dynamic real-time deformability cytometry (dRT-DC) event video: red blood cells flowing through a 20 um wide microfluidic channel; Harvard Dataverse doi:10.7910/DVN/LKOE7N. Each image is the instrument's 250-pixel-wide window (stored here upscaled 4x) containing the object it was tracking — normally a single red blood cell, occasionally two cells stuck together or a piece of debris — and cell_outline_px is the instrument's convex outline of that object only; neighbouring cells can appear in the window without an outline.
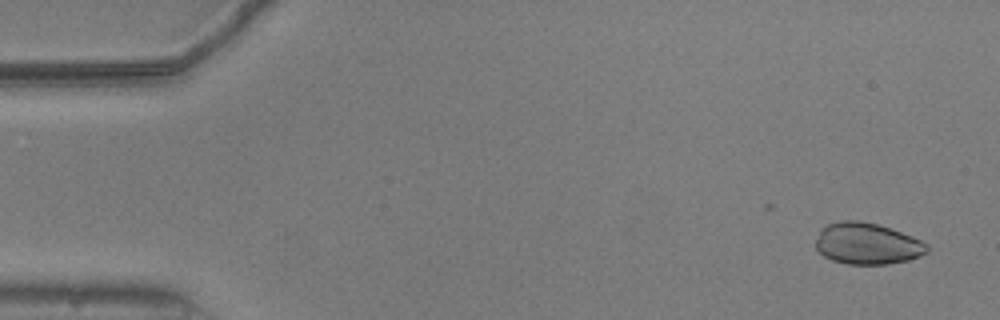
{"species": "common noctule bat (a hibernating species)", "species_latin": "Nyctalus noctula", "temperature_condition": "warm", "stored_images_in_passage": 51, "camera_frame_rate_fps": 3000, "um_per_image_px": 0.085, "animal": {"sex": "male", "body_mass_g": 20.5, "forearm_length_mm": 52.5}, "frame": {"image": 1, "passage_image": 3, "time_ms": 0.667, "image_size_px": [1000, 320], "cell_outline_px": [[928, 252], [908, 260], [888, 264], [848, 264], [832, 260], [824, 256], [816, 248], [816, 240], [820, 228], [828, 224], [840, 220], [860, 220], [876, 224], [912, 236], [928, 244]], "centroid_in_image_um": [73.69, 20.7], "position_along_channel_um": 11.3, "area_um2": 26.82}}
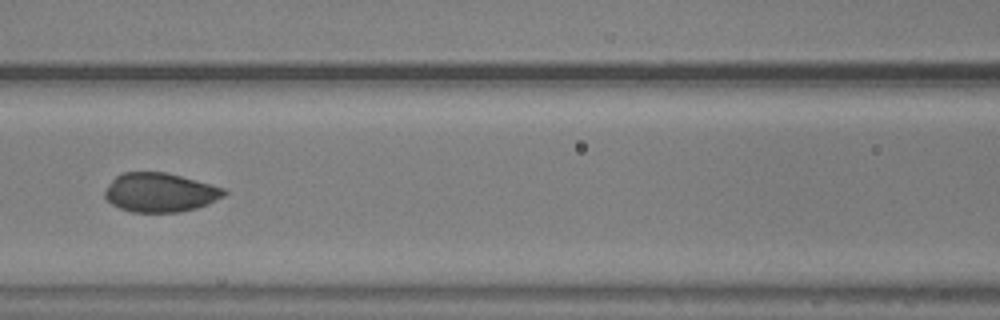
{"frame": {"image": 2, "passage_image": 24, "time_ms": 7.667, "image_size_px": [1000, 320], "cell_outline_px": [[228, 192], [224, 196], [208, 204], [196, 208], [180, 212], [132, 212], [120, 208], [112, 204], [104, 196], [104, 192], [112, 180], [116, 176], [124, 172], [168, 172], [224, 188]], "centroid_in_image_um": [13.61, 16.36], "position_along_channel_um": 153.0, "area_um2": 27.11}}
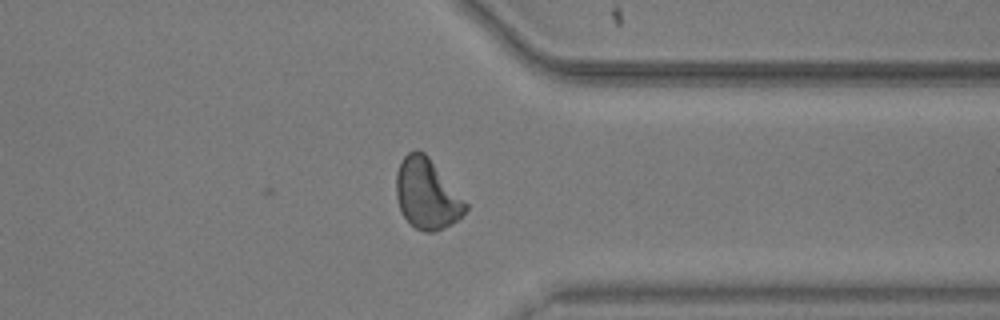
{"frame": {"image": 3, "passage_image": 42, "time_ms": 13.667, "image_size_px": [1000, 320], "cell_outline_px": [[468, 208], [452, 224], [444, 228], [432, 232], [424, 232], [416, 228], [400, 212], [396, 196], [396, 172], [404, 156], [408, 152], [416, 148], [424, 152], [428, 156], [468, 204]], "centroid_in_image_um": [36.27, 16.48], "position_along_channel_um": 375.1, "area_um2": 28.26}, "authors_computed_cell_mechanics": {"area_um2": 27.1082, "velocity_mm_per_s": 3.7762, "shape_relaxation_time_tau1_ms": 4.0371, "shape_relaxation_time_tau2_ms": 2.6318, "deformation_change_tau1": 0.1525, "deformation_change_tau2": 0.0349}}